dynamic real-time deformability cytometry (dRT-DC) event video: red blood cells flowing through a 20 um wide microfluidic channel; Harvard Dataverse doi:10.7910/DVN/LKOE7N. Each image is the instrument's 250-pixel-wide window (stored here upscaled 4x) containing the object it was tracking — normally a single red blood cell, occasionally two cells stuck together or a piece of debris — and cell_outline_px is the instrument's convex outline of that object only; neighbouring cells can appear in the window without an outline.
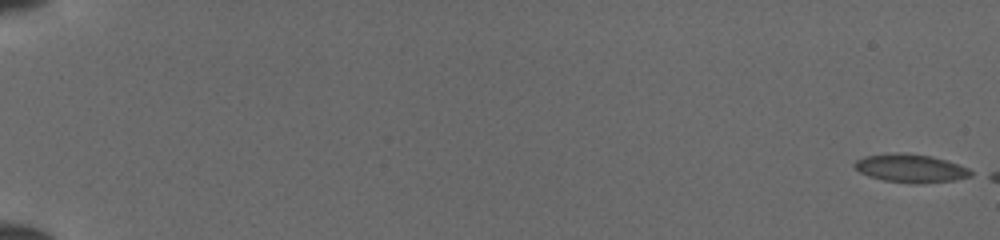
{"species": "common noctule bat (a hibernating species)", "species_latin": "Nyctalus noctula", "temperature_condition": "cold", "stored_images_in_passage": 8, "camera_frame_rate_fps": 3000, "um_per_image_px": 0.085, "animal": {"sex": "female", "body_mass_g": 19.5, "forearm_length_mm": 54.1}, "frame": {"image": 1, "passage_image": 1, "time_ms": 0.0, "image_size_px": [1000, 240], "cell_outline_px": [[976, 172], [972, 176], [956, 180], [884, 180], [868, 176], [860, 172], [852, 164], [856, 160], [864, 156], [888, 152], [896, 152], [932, 156], [968, 168]], "centroid_in_image_um": [77.36, 14.24], "position_along_channel_um": 7.6, "area_um2": 18.26}}